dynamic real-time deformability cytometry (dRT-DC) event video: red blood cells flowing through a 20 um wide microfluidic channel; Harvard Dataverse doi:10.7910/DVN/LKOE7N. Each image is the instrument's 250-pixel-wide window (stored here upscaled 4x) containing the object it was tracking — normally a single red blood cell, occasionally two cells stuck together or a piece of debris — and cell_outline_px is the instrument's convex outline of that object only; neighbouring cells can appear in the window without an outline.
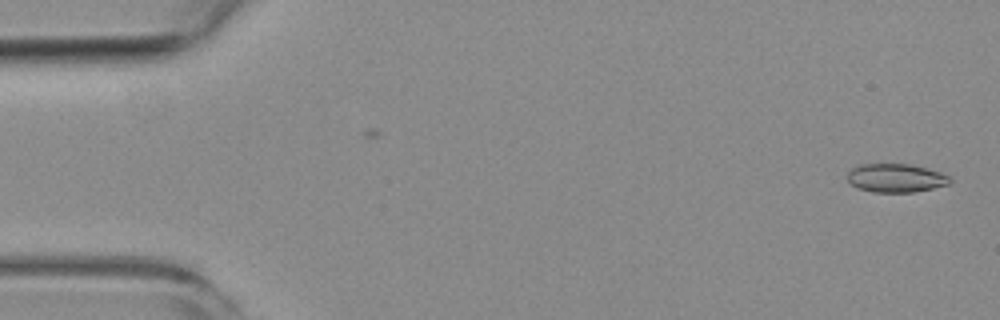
{"species": "common noctule bat (a hibernating species)", "species_latin": "Nyctalus noctula", "temperature_condition": "room temperature", "stored_images_in_passage": 2, "camera_frame_rate_fps": 3000, "um_per_image_px": 0.085, "animal": {"sex": "female", "body_mass_g": 19.3, "forearm_length_mm": 54.1}, "frame": {"image": 1, "passage_image": 2, "time_ms": 1.333, "image_size_px": [1000, 320], "cell_outline_px": [[952, 184], [912, 192], [872, 192], [856, 188], [848, 180], [848, 172], [852, 168], [860, 164], [912, 164], [940, 172], [948, 176], [952, 180]], "centroid_in_image_um": [76.15, 15.13], "position_along_channel_um": 8.8, "area_um2": 17.11}}